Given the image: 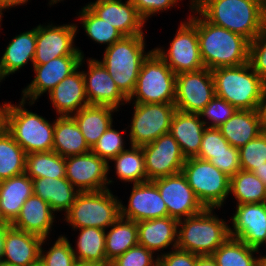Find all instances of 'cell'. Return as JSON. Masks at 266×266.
Returning <instances> with one entry per match:
<instances>
[{
  "label": "cell",
  "mask_w": 266,
  "mask_h": 266,
  "mask_svg": "<svg viewBox=\"0 0 266 266\" xmlns=\"http://www.w3.org/2000/svg\"><path fill=\"white\" fill-rule=\"evenodd\" d=\"M46 238L10 227L4 240L2 262L12 266H32L40 262L41 245Z\"/></svg>",
  "instance_id": "603a6c76"
},
{
  "label": "cell",
  "mask_w": 266,
  "mask_h": 266,
  "mask_svg": "<svg viewBox=\"0 0 266 266\" xmlns=\"http://www.w3.org/2000/svg\"><path fill=\"white\" fill-rule=\"evenodd\" d=\"M34 195L47 201L55 213L69 211L79 193L77 189L66 179L62 178H37L33 179Z\"/></svg>",
  "instance_id": "f1b7e54d"
},
{
  "label": "cell",
  "mask_w": 266,
  "mask_h": 266,
  "mask_svg": "<svg viewBox=\"0 0 266 266\" xmlns=\"http://www.w3.org/2000/svg\"><path fill=\"white\" fill-rule=\"evenodd\" d=\"M138 244L155 253L172 245L177 248L178 220L172 217L137 222Z\"/></svg>",
  "instance_id": "4316f807"
},
{
  "label": "cell",
  "mask_w": 266,
  "mask_h": 266,
  "mask_svg": "<svg viewBox=\"0 0 266 266\" xmlns=\"http://www.w3.org/2000/svg\"><path fill=\"white\" fill-rule=\"evenodd\" d=\"M87 60L88 71L82 73L89 105L110 106L118 110L120 105L127 104L128 98L119 90L107 69L97 59Z\"/></svg>",
  "instance_id": "d6986e66"
},
{
  "label": "cell",
  "mask_w": 266,
  "mask_h": 266,
  "mask_svg": "<svg viewBox=\"0 0 266 266\" xmlns=\"http://www.w3.org/2000/svg\"><path fill=\"white\" fill-rule=\"evenodd\" d=\"M122 218L140 222L168 216V210L153 181L133 184L128 206L120 201Z\"/></svg>",
  "instance_id": "ffe728a7"
},
{
  "label": "cell",
  "mask_w": 266,
  "mask_h": 266,
  "mask_svg": "<svg viewBox=\"0 0 266 266\" xmlns=\"http://www.w3.org/2000/svg\"><path fill=\"white\" fill-rule=\"evenodd\" d=\"M266 186V162L252 171Z\"/></svg>",
  "instance_id": "9f6ffc18"
},
{
  "label": "cell",
  "mask_w": 266,
  "mask_h": 266,
  "mask_svg": "<svg viewBox=\"0 0 266 266\" xmlns=\"http://www.w3.org/2000/svg\"><path fill=\"white\" fill-rule=\"evenodd\" d=\"M206 125L198 113H186L176 110L169 133L175 138L183 156L193 158L198 155Z\"/></svg>",
  "instance_id": "d4e9b609"
},
{
  "label": "cell",
  "mask_w": 266,
  "mask_h": 266,
  "mask_svg": "<svg viewBox=\"0 0 266 266\" xmlns=\"http://www.w3.org/2000/svg\"><path fill=\"white\" fill-rule=\"evenodd\" d=\"M229 177L240 171L239 149L230 145V153H220L208 160Z\"/></svg>",
  "instance_id": "c3c4849f"
},
{
  "label": "cell",
  "mask_w": 266,
  "mask_h": 266,
  "mask_svg": "<svg viewBox=\"0 0 266 266\" xmlns=\"http://www.w3.org/2000/svg\"><path fill=\"white\" fill-rule=\"evenodd\" d=\"M73 266H96V265H93V264H90V263L76 261Z\"/></svg>",
  "instance_id": "91938a15"
},
{
  "label": "cell",
  "mask_w": 266,
  "mask_h": 266,
  "mask_svg": "<svg viewBox=\"0 0 266 266\" xmlns=\"http://www.w3.org/2000/svg\"><path fill=\"white\" fill-rule=\"evenodd\" d=\"M189 4L191 12L199 15L192 14L188 19L197 28L200 56L205 68L213 70L249 62L250 41L247 38L208 22L195 9V0H190Z\"/></svg>",
  "instance_id": "6da1fadb"
},
{
  "label": "cell",
  "mask_w": 266,
  "mask_h": 266,
  "mask_svg": "<svg viewBox=\"0 0 266 266\" xmlns=\"http://www.w3.org/2000/svg\"><path fill=\"white\" fill-rule=\"evenodd\" d=\"M56 118L53 151L64 158L91 151L72 116H58Z\"/></svg>",
  "instance_id": "f546056e"
},
{
  "label": "cell",
  "mask_w": 266,
  "mask_h": 266,
  "mask_svg": "<svg viewBox=\"0 0 266 266\" xmlns=\"http://www.w3.org/2000/svg\"><path fill=\"white\" fill-rule=\"evenodd\" d=\"M32 266H43V265L39 262V263L34 264V265H32Z\"/></svg>",
  "instance_id": "a7ac6f4b"
},
{
  "label": "cell",
  "mask_w": 266,
  "mask_h": 266,
  "mask_svg": "<svg viewBox=\"0 0 266 266\" xmlns=\"http://www.w3.org/2000/svg\"><path fill=\"white\" fill-rule=\"evenodd\" d=\"M212 76L216 96L239 110L259 109L265 81L252 69L249 62L213 69Z\"/></svg>",
  "instance_id": "3957f363"
},
{
  "label": "cell",
  "mask_w": 266,
  "mask_h": 266,
  "mask_svg": "<svg viewBox=\"0 0 266 266\" xmlns=\"http://www.w3.org/2000/svg\"><path fill=\"white\" fill-rule=\"evenodd\" d=\"M111 192L109 188L79 192L64 220L74 231L85 227L108 229L121 216L120 200Z\"/></svg>",
  "instance_id": "52a82bcc"
},
{
  "label": "cell",
  "mask_w": 266,
  "mask_h": 266,
  "mask_svg": "<svg viewBox=\"0 0 266 266\" xmlns=\"http://www.w3.org/2000/svg\"><path fill=\"white\" fill-rule=\"evenodd\" d=\"M28 0H0L1 6L5 9H10L15 6L24 5Z\"/></svg>",
  "instance_id": "11a10c76"
},
{
  "label": "cell",
  "mask_w": 266,
  "mask_h": 266,
  "mask_svg": "<svg viewBox=\"0 0 266 266\" xmlns=\"http://www.w3.org/2000/svg\"><path fill=\"white\" fill-rule=\"evenodd\" d=\"M76 24L53 25L39 24L36 27V48L34 65L46 64L61 56H84L82 50L75 47Z\"/></svg>",
  "instance_id": "7c38bea8"
},
{
  "label": "cell",
  "mask_w": 266,
  "mask_h": 266,
  "mask_svg": "<svg viewBox=\"0 0 266 266\" xmlns=\"http://www.w3.org/2000/svg\"><path fill=\"white\" fill-rule=\"evenodd\" d=\"M220 153H230L229 142L222 136L219 128L206 127L203 133L201 147L196 157L208 161Z\"/></svg>",
  "instance_id": "f6af8a7d"
},
{
  "label": "cell",
  "mask_w": 266,
  "mask_h": 266,
  "mask_svg": "<svg viewBox=\"0 0 266 266\" xmlns=\"http://www.w3.org/2000/svg\"><path fill=\"white\" fill-rule=\"evenodd\" d=\"M111 125L99 138L97 143L93 146L91 151L104 159L108 164L109 160L115 158L120 152L125 150V141L121 132L113 129Z\"/></svg>",
  "instance_id": "7bdbcfd3"
},
{
  "label": "cell",
  "mask_w": 266,
  "mask_h": 266,
  "mask_svg": "<svg viewBox=\"0 0 266 266\" xmlns=\"http://www.w3.org/2000/svg\"><path fill=\"white\" fill-rule=\"evenodd\" d=\"M144 35L124 36L106 47L102 61L119 90L129 98L133 93L143 61L153 51L146 53Z\"/></svg>",
  "instance_id": "5b68a950"
},
{
  "label": "cell",
  "mask_w": 266,
  "mask_h": 266,
  "mask_svg": "<svg viewBox=\"0 0 266 266\" xmlns=\"http://www.w3.org/2000/svg\"><path fill=\"white\" fill-rule=\"evenodd\" d=\"M115 111L119 110L110 106L88 105L72 116L90 149L113 124L112 115Z\"/></svg>",
  "instance_id": "4dcf8cb0"
},
{
  "label": "cell",
  "mask_w": 266,
  "mask_h": 266,
  "mask_svg": "<svg viewBox=\"0 0 266 266\" xmlns=\"http://www.w3.org/2000/svg\"><path fill=\"white\" fill-rule=\"evenodd\" d=\"M65 158L55 151L26 154L25 174L32 180L37 178L65 177Z\"/></svg>",
  "instance_id": "d590c367"
},
{
  "label": "cell",
  "mask_w": 266,
  "mask_h": 266,
  "mask_svg": "<svg viewBox=\"0 0 266 266\" xmlns=\"http://www.w3.org/2000/svg\"><path fill=\"white\" fill-rule=\"evenodd\" d=\"M26 103L23 99L19 105L5 102V129L26 154L53 151L55 120L49 123L43 116L26 109Z\"/></svg>",
  "instance_id": "8992f818"
},
{
  "label": "cell",
  "mask_w": 266,
  "mask_h": 266,
  "mask_svg": "<svg viewBox=\"0 0 266 266\" xmlns=\"http://www.w3.org/2000/svg\"><path fill=\"white\" fill-rule=\"evenodd\" d=\"M232 216L230 237L240 239L249 247L260 250L266 244V202L237 204Z\"/></svg>",
  "instance_id": "ac0fdd59"
},
{
  "label": "cell",
  "mask_w": 266,
  "mask_h": 266,
  "mask_svg": "<svg viewBox=\"0 0 266 266\" xmlns=\"http://www.w3.org/2000/svg\"><path fill=\"white\" fill-rule=\"evenodd\" d=\"M196 266H218L212 255L198 256Z\"/></svg>",
  "instance_id": "db71d44e"
},
{
  "label": "cell",
  "mask_w": 266,
  "mask_h": 266,
  "mask_svg": "<svg viewBox=\"0 0 266 266\" xmlns=\"http://www.w3.org/2000/svg\"><path fill=\"white\" fill-rule=\"evenodd\" d=\"M60 1H62V0H50L48 4H50V6H51V5L57 4Z\"/></svg>",
  "instance_id": "be15d7a7"
},
{
  "label": "cell",
  "mask_w": 266,
  "mask_h": 266,
  "mask_svg": "<svg viewBox=\"0 0 266 266\" xmlns=\"http://www.w3.org/2000/svg\"><path fill=\"white\" fill-rule=\"evenodd\" d=\"M195 9L208 22L250 42L266 25V5L259 0H195Z\"/></svg>",
  "instance_id": "7a4b0ae2"
},
{
  "label": "cell",
  "mask_w": 266,
  "mask_h": 266,
  "mask_svg": "<svg viewBox=\"0 0 266 266\" xmlns=\"http://www.w3.org/2000/svg\"><path fill=\"white\" fill-rule=\"evenodd\" d=\"M2 80H5V75H4L3 72H2V69H1V60H0V82H1Z\"/></svg>",
  "instance_id": "94428289"
},
{
  "label": "cell",
  "mask_w": 266,
  "mask_h": 266,
  "mask_svg": "<svg viewBox=\"0 0 266 266\" xmlns=\"http://www.w3.org/2000/svg\"><path fill=\"white\" fill-rule=\"evenodd\" d=\"M236 110L237 109L226 100L215 95L212 100L204 107V109L199 112V116L202 119L203 117L207 118L205 120H202L206 127L218 128L230 117H232Z\"/></svg>",
  "instance_id": "ee69618b"
},
{
  "label": "cell",
  "mask_w": 266,
  "mask_h": 266,
  "mask_svg": "<svg viewBox=\"0 0 266 266\" xmlns=\"http://www.w3.org/2000/svg\"><path fill=\"white\" fill-rule=\"evenodd\" d=\"M0 266H12V265L6 264L4 262H0Z\"/></svg>",
  "instance_id": "03108f58"
},
{
  "label": "cell",
  "mask_w": 266,
  "mask_h": 266,
  "mask_svg": "<svg viewBox=\"0 0 266 266\" xmlns=\"http://www.w3.org/2000/svg\"><path fill=\"white\" fill-rule=\"evenodd\" d=\"M5 128V103L0 106V131Z\"/></svg>",
  "instance_id": "6f0895ef"
},
{
  "label": "cell",
  "mask_w": 266,
  "mask_h": 266,
  "mask_svg": "<svg viewBox=\"0 0 266 266\" xmlns=\"http://www.w3.org/2000/svg\"><path fill=\"white\" fill-rule=\"evenodd\" d=\"M240 169L252 172L266 162V130L239 148Z\"/></svg>",
  "instance_id": "60d3db41"
},
{
  "label": "cell",
  "mask_w": 266,
  "mask_h": 266,
  "mask_svg": "<svg viewBox=\"0 0 266 266\" xmlns=\"http://www.w3.org/2000/svg\"><path fill=\"white\" fill-rule=\"evenodd\" d=\"M199 255L178 248L158 255V266H196Z\"/></svg>",
  "instance_id": "f907efd6"
},
{
  "label": "cell",
  "mask_w": 266,
  "mask_h": 266,
  "mask_svg": "<svg viewBox=\"0 0 266 266\" xmlns=\"http://www.w3.org/2000/svg\"><path fill=\"white\" fill-rule=\"evenodd\" d=\"M259 112H260V116L262 118L263 124L266 128V82L264 83L263 90H262Z\"/></svg>",
  "instance_id": "f5cc1de1"
},
{
  "label": "cell",
  "mask_w": 266,
  "mask_h": 266,
  "mask_svg": "<svg viewBox=\"0 0 266 266\" xmlns=\"http://www.w3.org/2000/svg\"><path fill=\"white\" fill-rule=\"evenodd\" d=\"M214 210L205 208L196 215L178 220V249L199 256L212 255L229 238L230 225L213 214Z\"/></svg>",
  "instance_id": "277c9868"
},
{
  "label": "cell",
  "mask_w": 266,
  "mask_h": 266,
  "mask_svg": "<svg viewBox=\"0 0 266 266\" xmlns=\"http://www.w3.org/2000/svg\"><path fill=\"white\" fill-rule=\"evenodd\" d=\"M26 153L3 128L0 131V181L25 173Z\"/></svg>",
  "instance_id": "e575fe53"
},
{
  "label": "cell",
  "mask_w": 266,
  "mask_h": 266,
  "mask_svg": "<svg viewBox=\"0 0 266 266\" xmlns=\"http://www.w3.org/2000/svg\"><path fill=\"white\" fill-rule=\"evenodd\" d=\"M105 232V254L110 263L138 244L137 222L121 216Z\"/></svg>",
  "instance_id": "d6a6232c"
},
{
  "label": "cell",
  "mask_w": 266,
  "mask_h": 266,
  "mask_svg": "<svg viewBox=\"0 0 266 266\" xmlns=\"http://www.w3.org/2000/svg\"><path fill=\"white\" fill-rule=\"evenodd\" d=\"M153 252L140 244L133 246L112 262L116 266H158V256L154 259Z\"/></svg>",
  "instance_id": "7dc6e473"
},
{
  "label": "cell",
  "mask_w": 266,
  "mask_h": 266,
  "mask_svg": "<svg viewBox=\"0 0 266 266\" xmlns=\"http://www.w3.org/2000/svg\"><path fill=\"white\" fill-rule=\"evenodd\" d=\"M65 163V177L79 192L105 190L113 182L107 178L109 164L92 151L66 157Z\"/></svg>",
  "instance_id": "5bb4252c"
},
{
  "label": "cell",
  "mask_w": 266,
  "mask_h": 266,
  "mask_svg": "<svg viewBox=\"0 0 266 266\" xmlns=\"http://www.w3.org/2000/svg\"><path fill=\"white\" fill-rule=\"evenodd\" d=\"M259 1L263 2L266 5V0H259Z\"/></svg>",
  "instance_id": "89a4df30"
},
{
  "label": "cell",
  "mask_w": 266,
  "mask_h": 266,
  "mask_svg": "<svg viewBox=\"0 0 266 266\" xmlns=\"http://www.w3.org/2000/svg\"><path fill=\"white\" fill-rule=\"evenodd\" d=\"M142 18L147 21L149 17L174 7L179 0H131ZM182 1V0H180Z\"/></svg>",
  "instance_id": "681fc988"
},
{
  "label": "cell",
  "mask_w": 266,
  "mask_h": 266,
  "mask_svg": "<svg viewBox=\"0 0 266 266\" xmlns=\"http://www.w3.org/2000/svg\"><path fill=\"white\" fill-rule=\"evenodd\" d=\"M35 48L36 27L13 37L0 58L1 69L5 77L17 72L28 61L34 65Z\"/></svg>",
  "instance_id": "1f68e13d"
},
{
  "label": "cell",
  "mask_w": 266,
  "mask_h": 266,
  "mask_svg": "<svg viewBox=\"0 0 266 266\" xmlns=\"http://www.w3.org/2000/svg\"><path fill=\"white\" fill-rule=\"evenodd\" d=\"M33 194V181L25 173L0 181V206L4 222L12 224L23 204Z\"/></svg>",
  "instance_id": "83f0119b"
},
{
  "label": "cell",
  "mask_w": 266,
  "mask_h": 266,
  "mask_svg": "<svg viewBox=\"0 0 266 266\" xmlns=\"http://www.w3.org/2000/svg\"><path fill=\"white\" fill-rule=\"evenodd\" d=\"M168 210V216L181 220L205 208L196 197L182 172L153 180Z\"/></svg>",
  "instance_id": "2e32d148"
},
{
  "label": "cell",
  "mask_w": 266,
  "mask_h": 266,
  "mask_svg": "<svg viewBox=\"0 0 266 266\" xmlns=\"http://www.w3.org/2000/svg\"><path fill=\"white\" fill-rule=\"evenodd\" d=\"M83 62L84 56L79 67L49 92V99L58 116H73L80 109L89 105L85 93L83 73L79 71Z\"/></svg>",
  "instance_id": "7402d4cb"
},
{
  "label": "cell",
  "mask_w": 266,
  "mask_h": 266,
  "mask_svg": "<svg viewBox=\"0 0 266 266\" xmlns=\"http://www.w3.org/2000/svg\"><path fill=\"white\" fill-rule=\"evenodd\" d=\"M236 204L266 202L265 184L250 171L240 170L230 177V192Z\"/></svg>",
  "instance_id": "74e56055"
},
{
  "label": "cell",
  "mask_w": 266,
  "mask_h": 266,
  "mask_svg": "<svg viewBox=\"0 0 266 266\" xmlns=\"http://www.w3.org/2000/svg\"><path fill=\"white\" fill-rule=\"evenodd\" d=\"M111 161L115 163V173L121 181L133 184L148 181L142 146L130 145V149L123 150Z\"/></svg>",
  "instance_id": "8d00e7d4"
},
{
  "label": "cell",
  "mask_w": 266,
  "mask_h": 266,
  "mask_svg": "<svg viewBox=\"0 0 266 266\" xmlns=\"http://www.w3.org/2000/svg\"><path fill=\"white\" fill-rule=\"evenodd\" d=\"M76 249H73L76 261L96 266H106L109 262L105 254V230L96 227L79 228Z\"/></svg>",
  "instance_id": "836d02e7"
},
{
  "label": "cell",
  "mask_w": 266,
  "mask_h": 266,
  "mask_svg": "<svg viewBox=\"0 0 266 266\" xmlns=\"http://www.w3.org/2000/svg\"><path fill=\"white\" fill-rule=\"evenodd\" d=\"M249 63L266 82V25L249 44Z\"/></svg>",
  "instance_id": "bcb514c9"
},
{
  "label": "cell",
  "mask_w": 266,
  "mask_h": 266,
  "mask_svg": "<svg viewBox=\"0 0 266 266\" xmlns=\"http://www.w3.org/2000/svg\"><path fill=\"white\" fill-rule=\"evenodd\" d=\"M76 262L73 247L66 236L60 235L49 251L40 249V263L43 266H73Z\"/></svg>",
  "instance_id": "b9f144b4"
},
{
  "label": "cell",
  "mask_w": 266,
  "mask_h": 266,
  "mask_svg": "<svg viewBox=\"0 0 266 266\" xmlns=\"http://www.w3.org/2000/svg\"><path fill=\"white\" fill-rule=\"evenodd\" d=\"M175 98L176 74L153 50L141 65L127 103H174Z\"/></svg>",
  "instance_id": "ba28073f"
},
{
  "label": "cell",
  "mask_w": 266,
  "mask_h": 266,
  "mask_svg": "<svg viewBox=\"0 0 266 266\" xmlns=\"http://www.w3.org/2000/svg\"><path fill=\"white\" fill-rule=\"evenodd\" d=\"M142 150L148 181L175 175L182 171L186 158L170 133L161 135L153 142L143 145Z\"/></svg>",
  "instance_id": "9a60e30c"
},
{
  "label": "cell",
  "mask_w": 266,
  "mask_h": 266,
  "mask_svg": "<svg viewBox=\"0 0 266 266\" xmlns=\"http://www.w3.org/2000/svg\"><path fill=\"white\" fill-rule=\"evenodd\" d=\"M5 9L1 6V4H0V23L2 22L1 20H2V16H3V12L2 11H4ZM1 25V24H0ZM1 27V26H0Z\"/></svg>",
  "instance_id": "6125c7cd"
},
{
  "label": "cell",
  "mask_w": 266,
  "mask_h": 266,
  "mask_svg": "<svg viewBox=\"0 0 266 266\" xmlns=\"http://www.w3.org/2000/svg\"><path fill=\"white\" fill-rule=\"evenodd\" d=\"M229 144L241 148L266 130L259 109L239 110L218 127Z\"/></svg>",
  "instance_id": "484cf974"
},
{
  "label": "cell",
  "mask_w": 266,
  "mask_h": 266,
  "mask_svg": "<svg viewBox=\"0 0 266 266\" xmlns=\"http://www.w3.org/2000/svg\"><path fill=\"white\" fill-rule=\"evenodd\" d=\"M87 6L101 19L118 29L123 36L144 35L146 21L131 0H96Z\"/></svg>",
  "instance_id": "44dd1931"
},
{
  "label": "cell",
  "mask_w": 266,
  "mask_h": 266,
  "mask_svg": "<svg viewBox=\"0 0 266 266\" xmlns=\"http://www.w3.org/2000/svg\"><path fill=\"white\" fill-rule=\"evenodd\" d=\"M106 266H116V265L113 262H110Z\"/></svg>",
  "instance_id": "003e7915"
},
{
  "label": "cell",
  "mask_w": 266,
  "mask_h": 266,
  "mask_svg": "<svg viewBox=\"0 0 266 266\" xmlns=\"http://www.w3.org/2000/svg\"><path fill=\"white\" fill-rule=\"evenodd\" d=\"M0 221H4V217H3V214H2L1 206H0Z\"/></svg>",
  "instance_id": "e7e4bbea"
},
{
  "label": "cell",
  "mask_w": 266,
  "mask_h": 266,
  "mask_svg": "<svg viewBox=\"0 0 266 266\" xmlns=\"http://www.w3.org/2000/svg\"><path fill=\"white\" fill-rule=\"evenodd\" d=\"M215 96L212 70L203 68L195 72H183L176 75L177 110L186 113L201 112Z\"/></svg>",
  "instance_id": "4fadbf2b"
},
{
  "label": "cell",
  "mask_w": 266,
  "mask_h": 266,
  "mask_svg": "<svg viewBox=\"0 0 266 266\" xmlns=\"http://www.w3.org/2000/svg\"><path fill=\"white\" fill-rule=\"evenodd\" d=\"M189 186L204 208H221L230 195V177L212 163L197 157L187 158L182 168Z\"/></svg>",
  "instance_id": "9c48e42d"
},
{
  "label": "cell",
  "mask_w": 266,
  "mask_h": 266,
  "mask_svg": "<svg viewBox=\"0 0 266 266\" xmlns=\"http://www.w3.org/2000/svg\"><path fill=\"white\" fill-rule=\"evenodd\" d=\"M255 253H259V250L229 236L212 257L218 266H258V257L253 255Z\"/></svg>",
  "instance_id": "f35d334b"
},
{
  "label": "cell",
  "mask_w": 266,
  "mask_h": 266,
  "mask_svg": "<svg viewBox=\"0 0 266 266\" xmlns=\"http://www.w3.org/2000/svg\"><path fill=\"white\" fill-rule=\"evenodd\" d=\"M258 266H266V255L258 257Z\"/></svg>",
  "instance_id": "680465c9"
},
{
  "label": "cell",
  "mask_w": 266,
  "mask_h": 266,
  "mask_svg": "<svg viewBox=\"0 0 266 266\" xmlns=\"http://www.w3.org/2000/svg\"><path fill=\"white\" fill-rule=\"evenodd\" d=\"M55 215L49 203L36 195H31L23 204L16 220L11 224L15 229L48 238Z\"/></svg>",
  "instance_id": "cb8c5ba5"
},
{
  "label": "cell",
  "mask_w": 266,
  "mask_h": 266,
  "mask_svg": "<svg viewBox=\"0 0 266 266\" xmlns=\"http://www.w3.org/2000/svg\"><path fill=\"white\" fill-rule=\"evenodd\" d=\"M169 46L168 50L161 47L153 50L176 75L205 68L200 56L197 28L189 19L181 22Z\"/></svg>",
  "instance_id": "8fae6325"
},
{
  "label": "cell",
  "mask_w": 266,
  "mask_h": 266,
  "mask_svg": "<svg viewBox=\"0 0 266 266\" xmlns=\"http://www.w3.org/2000/svg\"><path fill=\"white\" fill-rule=\"evenodd\" d=\"M83 56H61L46 64L32 65L34 79L22 90V99L33 105L42 94L48 93L64 78L74 72ZM29 98V99H28Z\"/></svg>",
  "instance_id": "e0dca14e"
},
{
  "label": "cell",
  "mask_w": 266,
  "mask_h": 266,
  "mask_svg": "<svg viewBox=\"0 0 266 266\" xmlns=\"http://www.w3.org/2000/svg\"><path fill=\"white\" fill-rule=\"evenodd\" d=\"M78 17L86 35L96 43L110 47L124 37L118 29L99 18L87 5L80 10Z\"/></svg>",
  "instance_id": "ab89813d"
},
{
  "label": "cell",
  "mask_w": 266,
  "mask_h": 266,
  "mask_svg": "<svg viewBox=\"0 0 266 266\" xmlns=\"http://www.w3.org/2000/svg\"><path fill=\"white\" fill-rule=\"evenodd\" d=\"M134 112L130 126V144L143 146L170 131L177 110L174 103H133Z\"/></svg>",
  "instance_id": "30bf717a"
},
{
  "label": "cell",
  "mask_w": 266,
  "mask_h": 266,
  "mask_svg": "<svg viewBox=\"0 0 266 266\" xmlns=\"http://www.w3.org/2000/svg\"><path fill=\"white\" fill-rule=\"evenodd\" d=\"M11 227L8 222L0 221V262H2L4 254V240L6 236V231Z\"/></svg>",
  "instance_id": "816d5d0a"
}]
</instances>
